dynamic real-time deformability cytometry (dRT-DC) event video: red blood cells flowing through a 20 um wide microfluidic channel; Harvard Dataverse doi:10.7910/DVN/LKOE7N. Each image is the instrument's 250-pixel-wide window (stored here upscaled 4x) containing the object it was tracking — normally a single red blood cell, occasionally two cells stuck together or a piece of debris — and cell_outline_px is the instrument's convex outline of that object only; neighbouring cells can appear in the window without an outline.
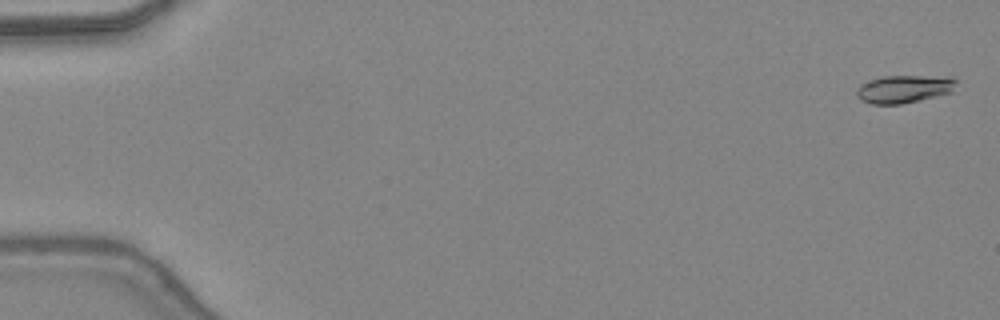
{"species": "common noctule bat (a hibernating species)", "species_latin": "Nyctalus noctula", "temperature_condition": "warm", "stored_images_in_passage": 48, "camera_frame_rate_fps": 3000, "um_per_image_px": 0.085, "animal": {"sex": "female", "body_mass_g": 24.6, "forearm_length_mm": 56.2}, "frame": {"image": 1, "passage_image": 2, "time_ms": 0.333, "image_size_px": [1000, 320], "cell_outline_px": [[956, 84], [952, 92], [920, 100], [900, 104], [872, 104], [860, 100], [856, 96], [856, 92], [860, 84], [884, 76], [952, 76], [956, 80]], "centroid_in_image_um": [76.86, 7.56], "position_along_channel_um": 8.1, "area_um2": 16.18}}
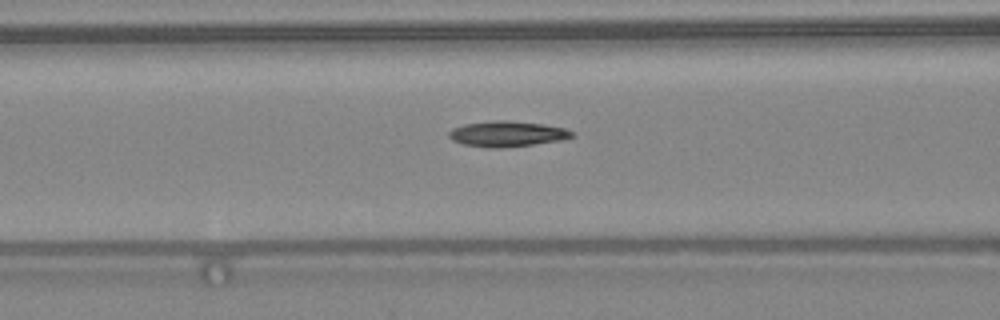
{"frame": {"image": 2, "passage_image": 21, "time_ms": 6.667, "image_size_px": [1000, 320], "cell_outline_px": [[576, 136], [560, 140], [532, 144], [500, 148], [488, 148], [464, 144], [452, 140], [448, 136], [448, 132], [452, 128], [464, 124], [496, 120], [508, 120], [544, 124], [564, 128], [576, 132]], "centroid_in_image_um": [43.12, 11.37], "position_along_channel_um": 123.5, "area_um2": 18.38}}
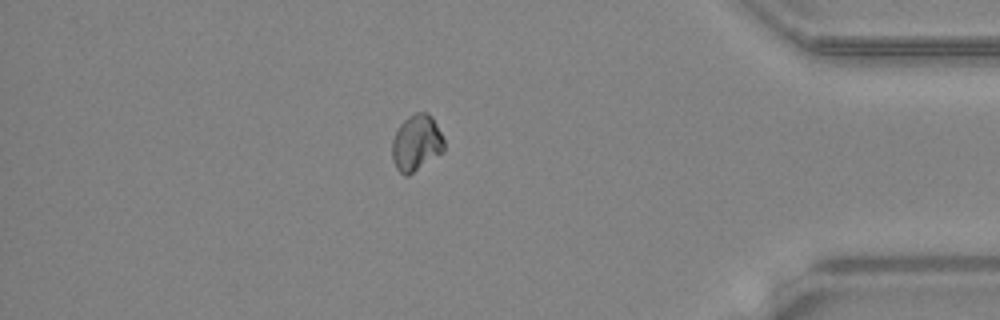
{"frame": {"image": 3, "passage_image": 42, "time_ms": 13.667, "image_size_px": [1000, 320], "cell_outline_px": [[444, 152], [408, 176], [404, 176], [396, 168], [392, 160], [392, 140], [400, 124], [408, 116], [416, 112], [428, 112], [432, 116], [444, 140]], "centroid_in_image_um": [35.39, 12.16], "position_along_channel_um": 399.8, "area_um2": 17.17}, "authors_computed_cell_mechanics": {"area_um2": 17.1088, "velocity_mm_per_s": 4.4388, "shape_relaxation_time_tau1_ms": 7.8312, "shape_relaxation_time_tau2_ms": null, "deformation_change_tau1": 0.1454, "deformation_change_tau2": null}}